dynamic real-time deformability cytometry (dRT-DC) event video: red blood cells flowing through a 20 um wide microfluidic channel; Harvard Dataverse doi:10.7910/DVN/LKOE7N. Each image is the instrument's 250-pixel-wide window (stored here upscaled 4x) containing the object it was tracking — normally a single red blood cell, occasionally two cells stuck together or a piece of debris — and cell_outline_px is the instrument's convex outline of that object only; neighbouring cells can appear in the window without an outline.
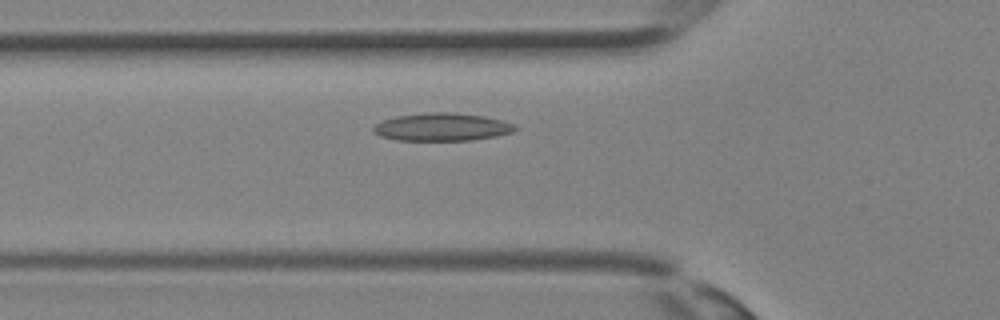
{"species": "Egyptian fruit bat (a non-hibernating species)", "species_latin": "Rousettus aegyptiacus", "temperature_condition": "room temperature", "stored_images_in_passage": 26, "camera_frame_rate_fps": 3000, "um_per_image_px": 0.085, "animal": {"sex": "female"}, "frame": {"image": 1, "passage_image": 3, "time_ms": 0.667, "image_size_px": [1000, 320], "cell_outline_px": [[520, 128], [512, 132], [496, 136], [472, 140], [396, 140], [380, 136], [372, 132], [372, 128], [376, 124], [384, 120], [396, 116], [428, 112], [452, 112], [484, 116], [504, 120], [516, 124]], "centroid_in_image_um": [37.61, 10.79], "position_along_channel_um": 88.2, "area_um2": 23.18}}
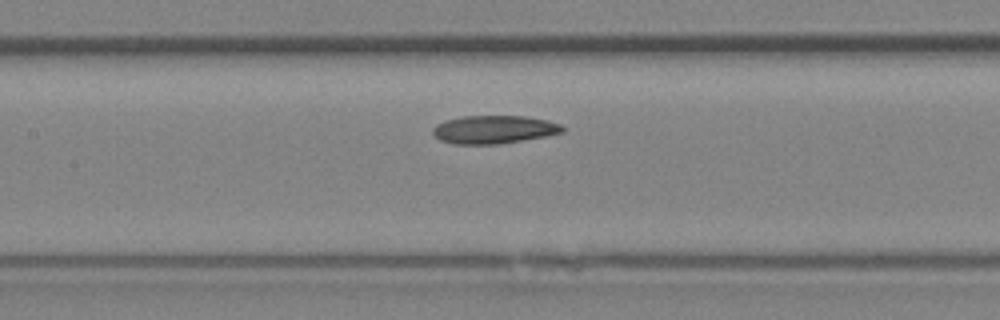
{"frame": {"image": 2, "passage_image": 7, "time_ms": 2.0, "image_size_px": [1000, 320], "cell_outline_px": [[564, 132], [544, 136], [500, 144], [456, 144], [440, 140], [432, 132], [432, 128], [436, 124], [460, 116], [524, 116], [548, 120], [560, 124], [564, 128]], "centroid_in_image_um": [41.98, 11.0], "position_along_channel_um": 165.4, "area_um2": 21.15}}
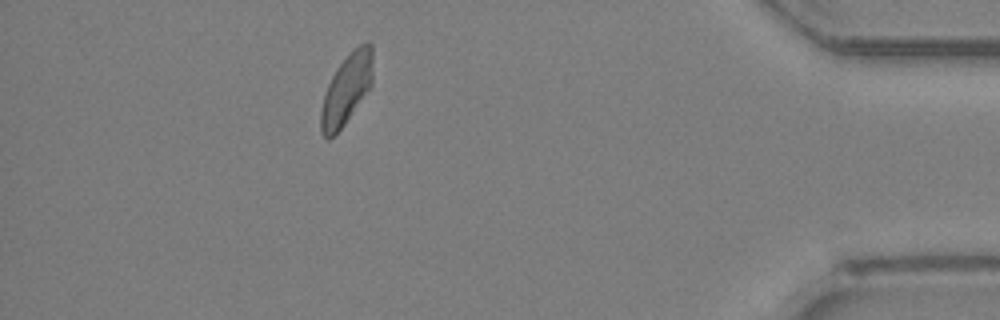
{"frame": {"image": 3, "passage_image": 22, "time_ms": 7.0, "image_size_px": [1000, 320], "cell_outline_px": [[372, 84], [344, 124], [328, 140], [320, 132], [320, 112], [324, 96], [328, 84], [336, 68], [360, 44], [368, 40], [372, 44]], "centroid_in_image_um": [29.45, 7.58], "position_along_channel_um": 405.8, "area_um2": 20.81}}